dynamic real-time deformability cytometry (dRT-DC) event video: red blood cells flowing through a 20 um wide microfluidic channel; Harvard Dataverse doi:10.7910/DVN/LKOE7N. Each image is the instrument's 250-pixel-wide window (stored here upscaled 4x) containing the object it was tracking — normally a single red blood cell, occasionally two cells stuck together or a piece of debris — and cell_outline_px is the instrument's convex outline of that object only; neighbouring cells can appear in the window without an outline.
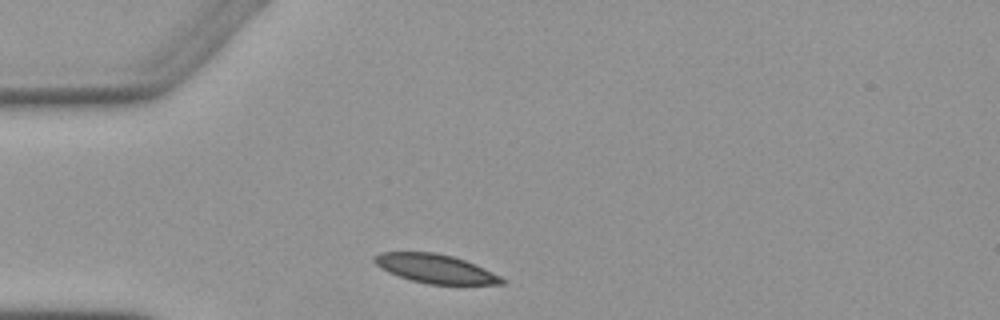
{"species": "Egyptian fruit bat (a non-hibernating species)", "species_latin": "Rousettus aegyptiacus", "temperature_condition": "warm", "stored_images_in_passage": 2, "camera_frame_rate_fps": 3000, "um_per_image_px": 0.085, "animal": {"sex": "female"}, "frame": {"image": 1, "passage_image": 1, "time_ms": 0.0, "image_size_px": [1000, 320], "cell_outline_px": [[504, 284], [428, 284], [412, 280], [388, 272], [380, 268], [372, 260], [372, 256], [380, 252], [436, 252], [452, 256], [464, 260], [484, 268], [500, 276], [504, 280]], "centroid_in_image_um": [36.96, 22.82], "position_along_channel_um": 48.0, "area_um2": 21.27}}